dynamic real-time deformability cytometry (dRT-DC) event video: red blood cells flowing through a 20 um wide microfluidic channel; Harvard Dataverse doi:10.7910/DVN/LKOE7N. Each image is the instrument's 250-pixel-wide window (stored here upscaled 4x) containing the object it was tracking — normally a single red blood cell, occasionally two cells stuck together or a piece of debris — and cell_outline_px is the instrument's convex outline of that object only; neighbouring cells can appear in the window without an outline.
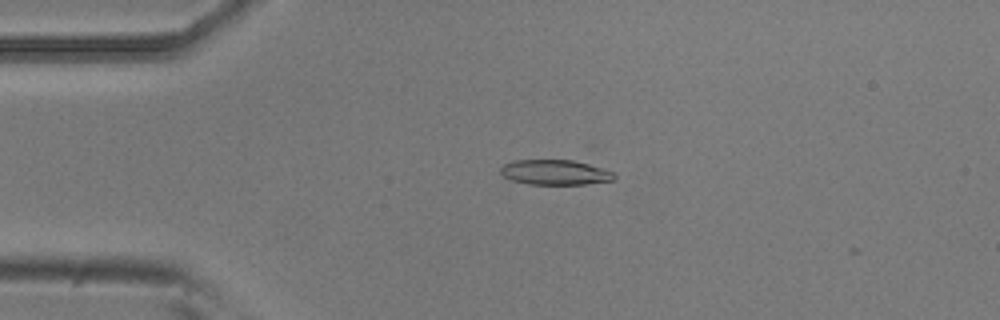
{"species": "common noctule bat (a hibernating species)", "species_latin": "Nyctalus noctula", "temperature_condition": "room temperature", "stored_images_in_passage": 49, "camera_frame_rate_fps": 3000, "um_per_image_px": 0.085, "animal": {"sex": "male", "body_mass_g": 20.5, "forearm_length_mm": 52.5}, "frame": {"image": 1, "passage_image": 12, "time_ms": 3.667, "image_size_px": [1000, 320], "cell_outline_px": [[616, 180], [584, 184], [528, 184], [512, 180], [504, 176], [500, 172], [500, 168], [504, 164], [516, 160], [572, 160], [588, 164], [612, 172], [616, 176]], "centroid_in_image_um": [47.17, 14.65], "position_along_channel_um": 37.8, "area_um2": 16.42}}
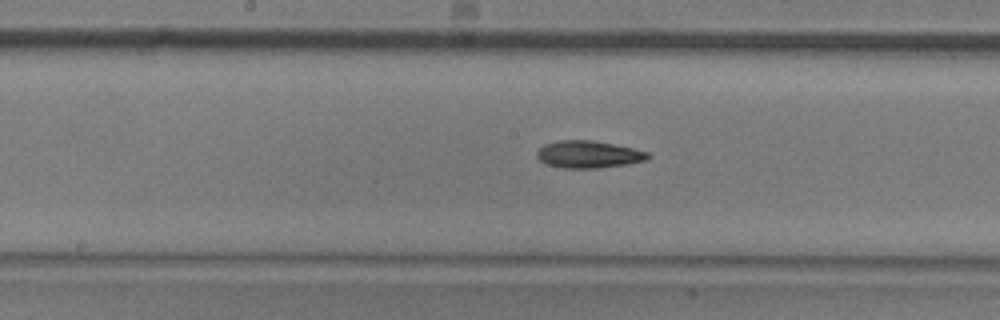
{"frame": {"image": 2, "passage_image": 27, "time_ms": 8.667, "image_size_px": [1000, 320], "cell_outline_px": [[652, 156], [648, 160], [628, 164], [600, 168], [560, 168], [548, 164], [540, 160], [536, 156], [536, 152], [544, 144], [560, 140], [592, 140], [632, 148], [648, 152]], "centroid_in_image_um": [50.04, 13.13], "position_along_channel_um": 198.2, "area_um2": 17.69}}
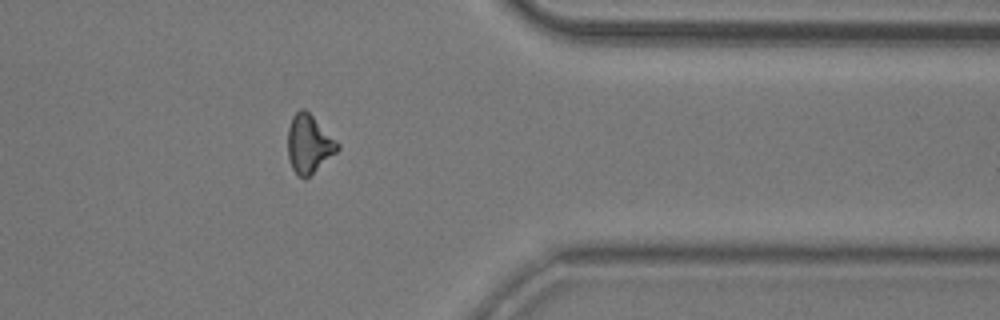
{"frame": {"image": 3, "passage_image": 43, "time_ms": 14.0, "image_size_px": [1000, 320], "cell_outline_px": [[340, 148], [336, 152], [304, 180], [296, 176], [292, 168], [288, 156], [288, 128], [292, 116], [300, 108], [304, 108], [340, 144]], "centroid_in_image_um": [26.24, 12.25], "position_along_channel_um": 385.2, "area_um2": 16.76}}